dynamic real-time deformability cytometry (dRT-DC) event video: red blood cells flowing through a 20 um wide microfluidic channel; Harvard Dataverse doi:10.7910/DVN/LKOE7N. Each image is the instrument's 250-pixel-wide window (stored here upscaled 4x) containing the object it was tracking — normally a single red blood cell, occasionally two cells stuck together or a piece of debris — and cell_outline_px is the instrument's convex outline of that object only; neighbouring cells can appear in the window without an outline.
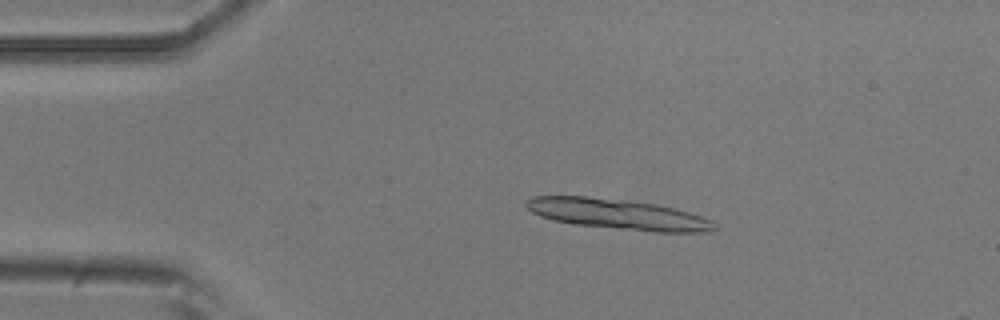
{"species": "common noctule bat (a hibernating species)", "species_latin": "Nyctalus noctula", "temperature_condition": "room temperature", "stored_images_in_passage": 5, "camera_frame_rate_fps": 3000, "um_per_image_px": 0.085, "animal": {"sex": "male", "body_mass_g": 20.5, "forearm_length_mm": 52.5}, "frame": {"image": 1, "passage_image": 1, "time_ms": 0.0, "image_size_px": [1000, 320], "cell_outline_px": [[720, 228], [712, 232], [656, 232], [576, 224], [552, 220], [540, 216], [532, 212], [524, 204], [532, 196], [588, 196], [624, 200], [656, 204], [676, 208], [712, 220], [720, 224]], "centroid_in_image_um": [52.61, 18.21], "position_along_channel_um": 32.4, "area_um2": 33.41}}